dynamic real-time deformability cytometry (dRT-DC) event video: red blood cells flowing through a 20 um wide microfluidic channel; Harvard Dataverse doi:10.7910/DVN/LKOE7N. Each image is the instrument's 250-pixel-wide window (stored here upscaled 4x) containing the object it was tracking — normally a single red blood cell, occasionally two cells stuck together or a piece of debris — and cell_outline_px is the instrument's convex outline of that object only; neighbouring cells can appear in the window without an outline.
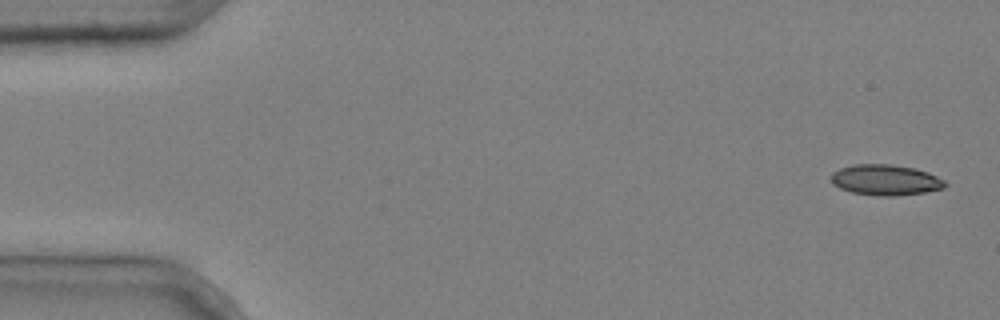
{"species": "common noctule bat (a hibernating species)", "species_latin": "Nyctalus noctula", "temperature_condition": "cold", "stored_images_in_passage": 6, "segment_of_instrument_passage": [1, 2], "camera_frame_rate_fps": 3000, "um_per_image_px": 0.085, "animal": {"sex": "male", "body_mass_g": 20.4}, "frame": {"image": 1, "passage_image": 1, "time_ms": 0.0, "image_size_px": [1000, 320], "cell_outline_px": [[948, 184], [944, 188], [924, 192], [896, 196], [876, 196], [852, 192], [840, 188], [832, 184], [832, 172], [840, 168], [852, 164], [892, 164], [912, 168], [928, 172], [944, 180]], "centroid_in_image_um": [75.26, 15.3], "position_along_channel_um": 9.7, "area_um2": 20.4}}
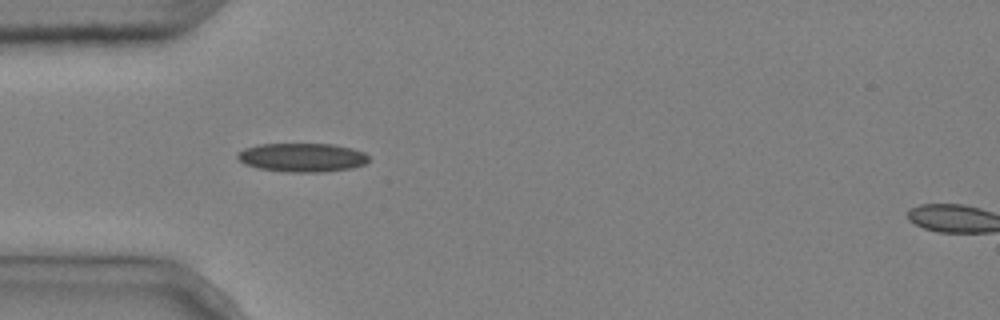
{"frame": {"image": 2, "passage_image": 5, "time_ms": 1.333, "image_size_px": [1000, 320], "cell_outline_px": [[368, 160], [364, 164], [352, 168], [320, 172], [288, 172], [256, 168], [244, 164], [236, 156], [244, 148], [260, 144], [332, 144], [352, 148], [364, 152], [368, 156]], "centroid_in_image_um": [25.68, 13.38], "position_along_channel_um": 59.3, "area_um2": 21.96}}